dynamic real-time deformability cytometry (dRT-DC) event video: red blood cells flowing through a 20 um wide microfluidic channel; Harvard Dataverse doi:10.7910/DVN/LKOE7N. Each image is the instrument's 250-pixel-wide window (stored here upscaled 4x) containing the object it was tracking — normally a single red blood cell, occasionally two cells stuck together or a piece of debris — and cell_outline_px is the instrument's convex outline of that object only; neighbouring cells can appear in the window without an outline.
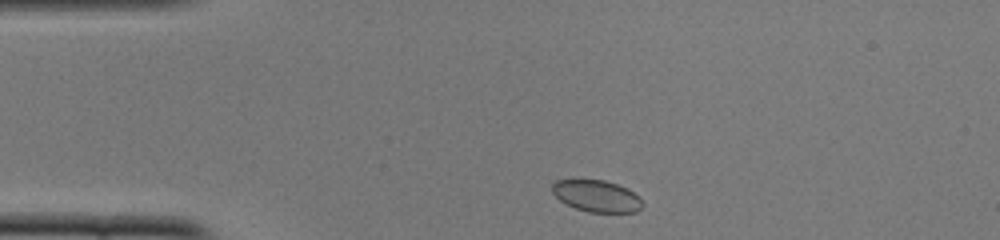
{"species": "common noctule bat (a hibernating species)", "species_latin": "Nyctalus noctula", "temperature_condition": "cold", "stored_images_in_passage": 43, "camera_frame_rate_fps": 3000, "um_per_image_px": 0.085, "animal": {"sex": "female", "body_mass_g": 22.0, "forearm_length_mm": 56.7}, "frame": {"image": 1, "passage_image": 2, "time_ms": 0.333, "image_size_px": [1000, 240], "cell_outline_px": [[644, 204], [636, 212], [588, 212], [576, 208], [560, 200], [552, 192], [552, 184], [556, 180], [604, 180], [628, 188], [640, 196]], "centroid_in_image_um": [50.75, 16.66], "position_along_channel_um": 34.2, "area_um2": 16.65}}
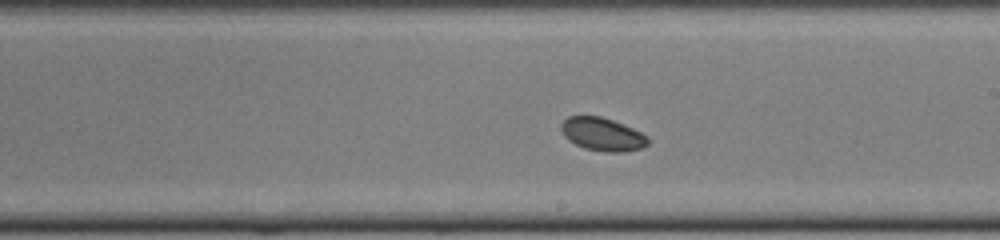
{"frame": {"image": 2, "passage_image": 21, "time_ms": 6.667, "image_size_px": [1000, 240], "cell_outline_px": [[648, 144], [644, 148], [624, 152], [604, 152], [584, 148], [568, 140], [564, 136], [560, 128], [560, 124], [568, 116], [600, 116], [612, 120], [632, 128], [648, 136]], "centroid_in_image_um": [51.2, 11.42], "position_along_channel_um": 237.8, "area_um2": 16.82}}
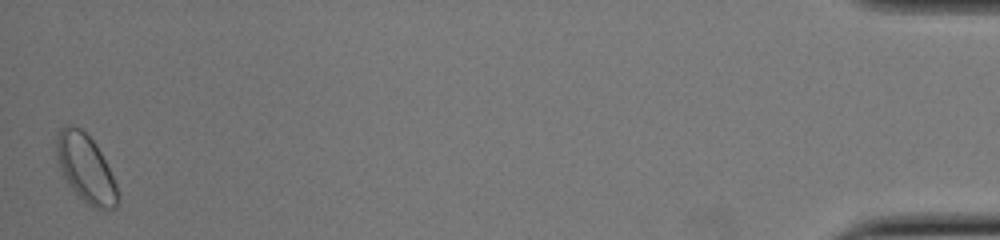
{"frame": {"image": 3, "passage_image": 43, "time_ms": 14.0, "image_size_px": [1000, 240], "cell_outline_px": [[120, 200], [116, 208], [92, 208], [68, 184], [60, 168], [56, 156], [56, 132], [64, 124], [72, 124], [80, 128], [96, 144], [116, 184], [120, 196]], "centroid_in_image_um": [7.27, 14.28], "position_along_channel_um": 427.9, "area_um2": 24.04}, "authors_computed_cell_mechanics": {"area_um2": 17.2244, "velocity_mm_per_s": 3.8265, "shape_relaxation_time_tau1_ms": 1.6354, "shape_relaxation_time_tau2_ms": null, "deformation_change_tau1": 0.0163, "deformation_change_tau2": null}}